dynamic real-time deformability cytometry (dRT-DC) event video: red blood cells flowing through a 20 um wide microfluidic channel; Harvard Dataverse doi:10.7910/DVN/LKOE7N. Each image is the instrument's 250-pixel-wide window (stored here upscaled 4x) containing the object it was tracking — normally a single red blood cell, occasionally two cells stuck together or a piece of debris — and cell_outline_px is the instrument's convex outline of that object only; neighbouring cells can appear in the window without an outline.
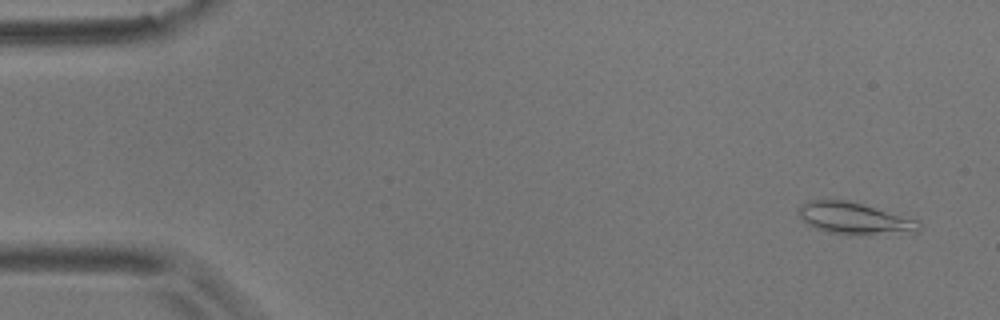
{"species": "common noctule bat (a hibernating species)", "species_latin": "Nyctalus noctula", "temperature_condition": "room temperature", "stored_images_in_passage": 6, "camera_frame_rate_fps": 3000, "um_per_image_px": 0.085, "animal": {"sex": "male", "body_mass_g": 17.9}, "frame": {"image": 1, "passage_image": 1, "time_ms": 0.0, "image_size_px": [1000, 320], "cell_outline_px": [[920, 232], [848, 236], [828, 232], [816, 228], [808, 224], [800, 216], [800, 204], [808, 200], [848, 200], [920, 220]], "centroid_in_image_um": [72.68, 18.58], "position_along_channel_um": 12.3, "area_um2": 22.54}}
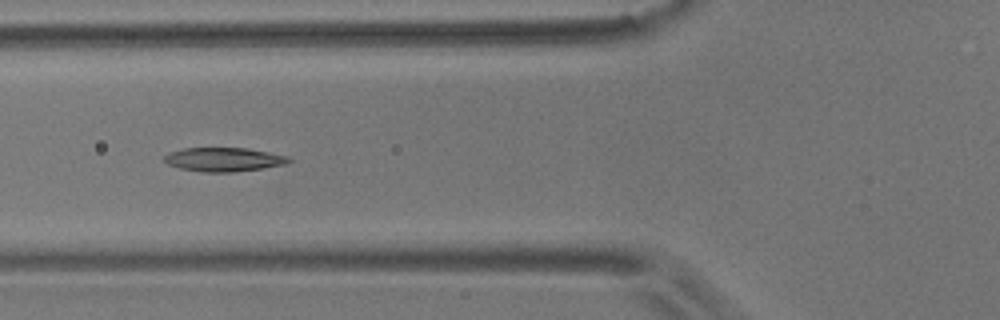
{"frame": {"image": 2, "passage_image": 6, "time_ms": 1.667, "image_size_px": [1000, 320], "cell_outline_px": [[292, 160], [288, 164], [264, 168], [232, 172], [204, 172], [180, 168], [168, 164], [164, 160], [164, 156], [168, 152], [184, 148], [248, 148], [288, 156]], "centroid_in_image_um": [19.04, 13.55], "position_along_channel_um": 106.8, "area_um2": 17.4}}